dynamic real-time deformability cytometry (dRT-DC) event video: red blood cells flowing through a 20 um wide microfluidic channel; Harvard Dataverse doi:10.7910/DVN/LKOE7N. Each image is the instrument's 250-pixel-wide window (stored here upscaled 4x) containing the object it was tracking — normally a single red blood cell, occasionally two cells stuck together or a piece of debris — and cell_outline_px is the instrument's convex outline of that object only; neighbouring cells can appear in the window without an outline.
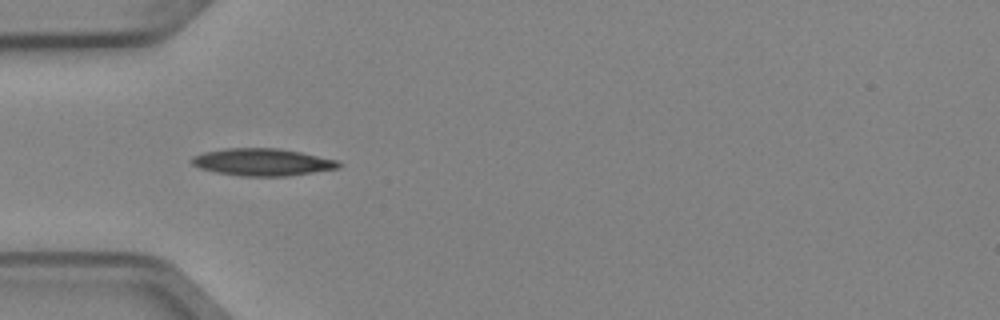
{"species": "Egyptian fruit bat (a non-hibernating species)", "species_latin": "Rousettus aegyptiacus", "temperature_condition": "cold", "stored_images_in_passage": 4, "camera_frame_rate_fps": 3000, "um_per_image_px": 0.085, "animal": {"sex": "female"}, "frame": {"image": 1, "passage_image": 2, "time_ms": 0.333, "image_size_px": [1000, 320], "cell_outline_px": [[344, 164], [340, 168], [284, 176], [240, 176], [216, 172], [200, 168], [192, 164], [188, 160], [192, 156], [204, 152], [224, 148], [280, 148], [300, 152], [336, 160]], "centroid_in_image_um": [22.27, 13.77], "position_along_channel_um": 62.7, "area_um2": 23.35}}
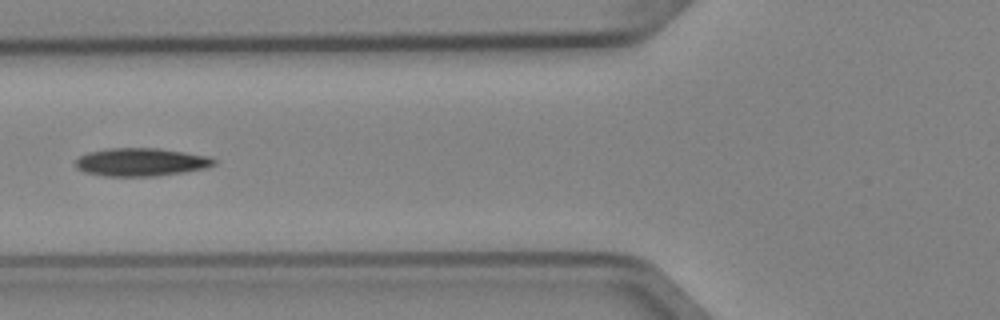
{"frame": {"image": 2, "passage_image": 3, "time_ms": 0.667, "image_size_px": [1000, 320], "cell_outline_px": [[216, 164], [204, 168], [184, 172], [156, 176], [104, 176], [84, 172], [76, 168], [76, 160], [80, 156], [88, 152], [108, 148], [160, 148], [208, 156], [216, 160]], "centroid_in_image_um": [11.97, 13.77], "position_along_channel_um": 113.8, "area_um2": 22.66}}
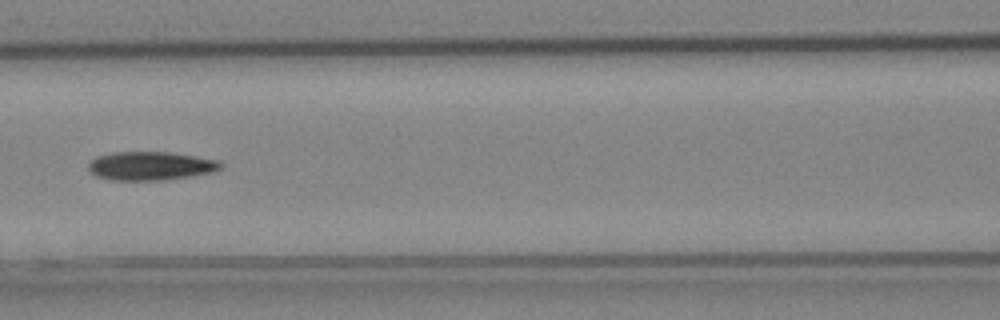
{"frame": {"image": 3, "passage_image": 4, "time_ms": 1.0, "image_size_px": [1000, 320], "cell_outline_px": [[224, 164], [220, 168], [208, 172], [160, 180], [112, 180], [96, 176], [88, 168], [88, 164], [96, 156], [112, 152], [172, 152], [220, 160]], "centroid_in_image_um": [12.76, 14.08], "position_along_channel_um": 153.8, "area_um2": 21.79}}